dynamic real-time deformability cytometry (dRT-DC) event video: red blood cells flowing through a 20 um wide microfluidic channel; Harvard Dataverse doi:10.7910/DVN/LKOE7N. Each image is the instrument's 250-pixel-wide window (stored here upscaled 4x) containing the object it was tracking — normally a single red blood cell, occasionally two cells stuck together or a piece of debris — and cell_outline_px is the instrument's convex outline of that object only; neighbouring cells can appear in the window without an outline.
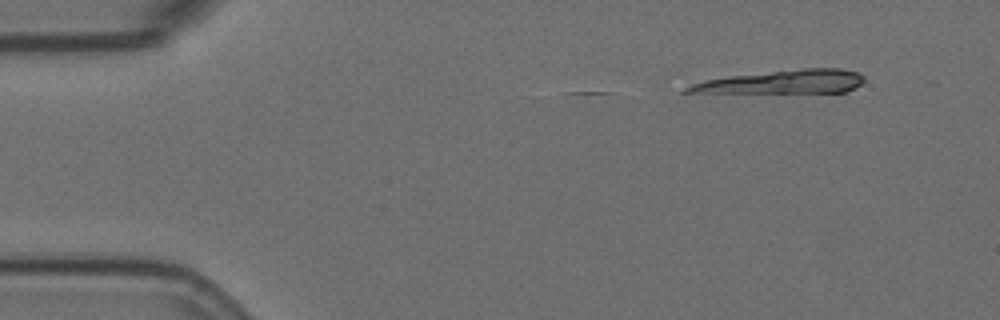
{"species": "Egyptian fruit bat (a non-hibernating species)", "species_latin": "Rousettus aegyptiacus", "temperature_condition": "room temperature", "stored_images_in_passage": 20, "camera_frame_rate_fps": 3000, "um_per_image_px": 0.085, "animal": {"sex": "female"}, "frame": {"image": 1, "passage_image": 1, "time_ms": 0.0, "image_size_px": [1000, 320], "cell_outline_px": [[864, 80], [856, 88], [848, 92], [680, 92], [684, 88], [692, 84], [704, 80], [728, 76], [804, 68], [840, 68], [856, 72], [864, 76]], "centroid_in_image_um": [66.6, 6.95], "position_along_channel_um": 18.4, "area_um2": 23.93}}
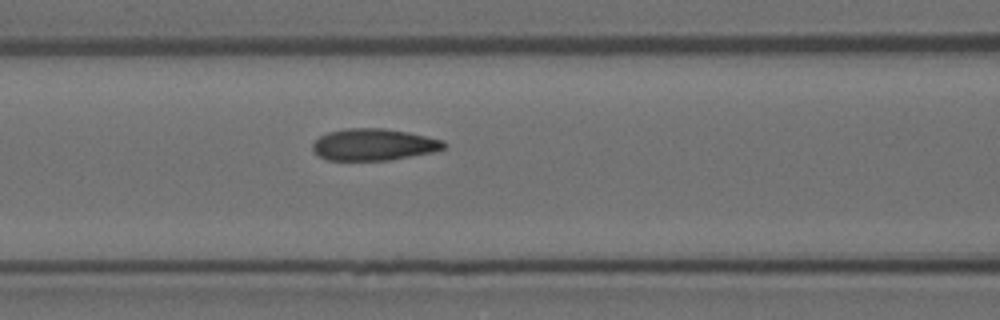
{"frame": {"image": 2, "passage_image": 12, "time_ms": 3.667, "image_size_px": [1000, 320], "cell_outline_px": [[448, 144], [444, 148], [432, 152], [388, 160], [328, 160], [320, 156], [312, 148], [312, 144], [320, 136], [328, 132], [344, 128], [384, 128], [408, 132], [444, 140]], "centroid_in_image_um": [31.78, 12.28], "position_along_channel_um": 134.8, "area_um2": 24.22}}
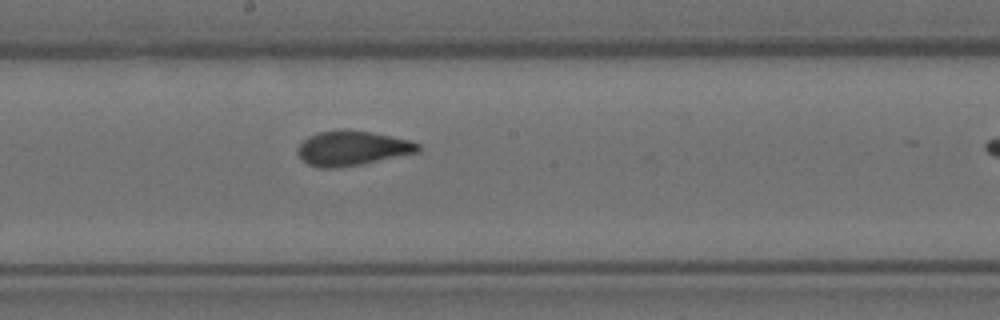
{"frame": {"image": 3, "passage_image": 19, "time_ms": 6.0, "image_size_px": [1000, 320], "cell_outline_px": [[420, 152], [364, 164], [336, 168], [316, 168], [308, 164], [296, 152], [296, 148], [308, 136], [316, 132], [344, 128], [372, 132], [408, 140], [420, 144]], "centroid_in_image_um": [29.92, 12.59], "position_along_channel_um": 218.3, "area_um2": 24.74}}